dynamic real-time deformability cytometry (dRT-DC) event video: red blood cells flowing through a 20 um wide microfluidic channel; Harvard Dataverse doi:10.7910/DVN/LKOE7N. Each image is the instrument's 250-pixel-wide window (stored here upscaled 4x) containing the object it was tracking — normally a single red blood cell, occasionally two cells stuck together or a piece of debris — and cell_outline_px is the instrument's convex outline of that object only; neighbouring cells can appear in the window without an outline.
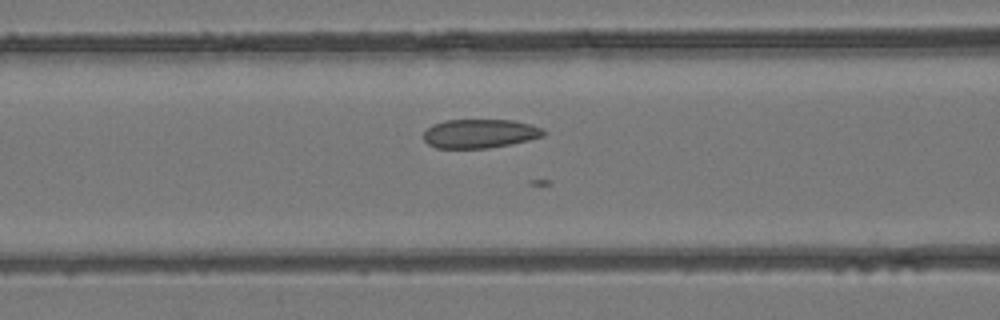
{"species": "common noctule bat (a hibernating species)", "species_latin": "Nyctalus noctula", "temperature_condition": "room temperature", "stored_images_in_passage": 37, "camera_frame_rate_fps": 3000, "um_per_image_px": 0.085, "animal": {"sex": "female", "body_mass_g": 24.6, "forearm_length_mm": 56.2}, "frame": {"image": 1, "passage_image": 8, "time_ms": 2.333, "image_size_px": [1000, 320], "cell_outline_px": [[548, 132], [544, 136], [528, 140], [488, 148], [436, 148], [428, 144], [424, 140], [424, 132], [432, 124], [444, 120], [512, 120], [528, 124], [540, 128]], "centroid_in_image_um": [40.76, 11.35], "position_along_channel_um": 125.8, "area_um2": 20.11}}
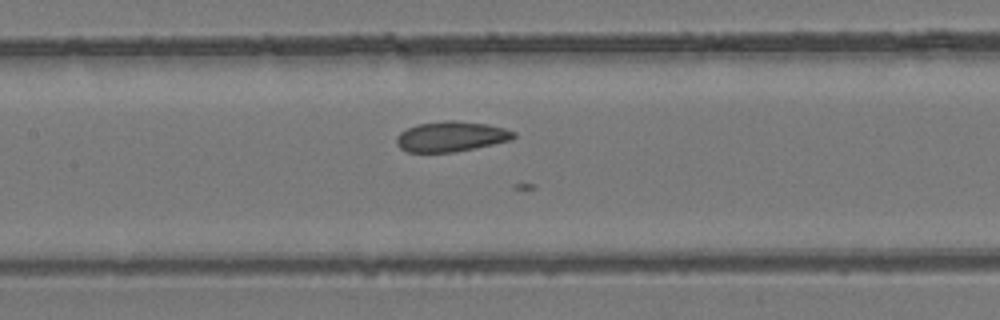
{"frame": {"image": 2, "passage_image": 11, "time_ms": 3.333, "image_size_px": [1000, 320], "cell_outline_px": [[516, 136], [512, 140], [452, 152], [408, 152], [400, 148], [396, 144], [396, 136], [400, 132], [416, 124], [448, 120], [456, 120], [488, 124], [504, 128], [516, 132]], "centroid_in_image_um": [38.33, 11.59], "position_along_channel_um": 169.1, "area_um2": 20.63}}
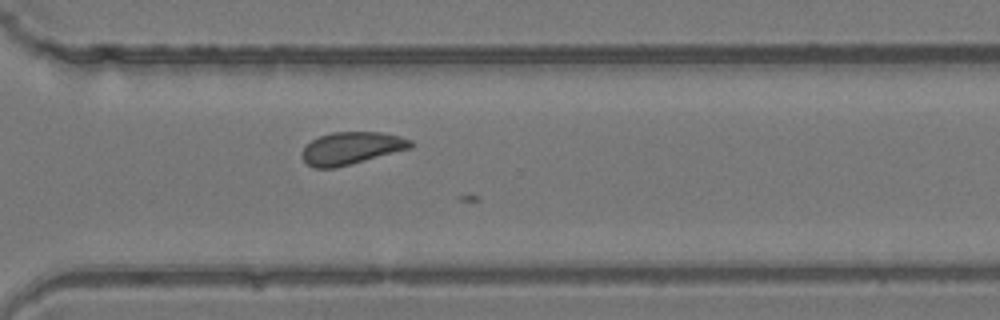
{"frame": {"image": 3, "passage_image": 23, "time_ms": 7.333, "image_size_px": [1000, 320], "cell_outline_px": [[412, 148], [336, 168], [312, 168], [300, 156], [300, 152], [312, 140], [320, 136], [332, 132], [380, 132], [400, 136], [412, 140]], "centroid_in_image_um": [29.86, 12.6], "position_along_channel_um": 340.7, "area_um2": 20.58}}